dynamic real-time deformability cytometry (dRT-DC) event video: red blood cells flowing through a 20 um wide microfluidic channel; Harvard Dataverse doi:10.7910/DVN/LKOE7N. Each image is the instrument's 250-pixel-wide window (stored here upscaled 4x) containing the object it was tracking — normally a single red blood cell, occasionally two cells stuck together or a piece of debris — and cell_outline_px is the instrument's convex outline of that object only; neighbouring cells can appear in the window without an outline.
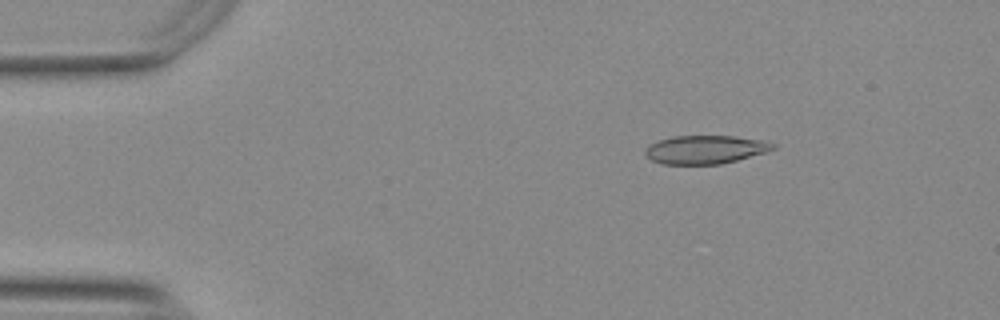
{"species": "Egyptian fruit bat (a non-hibernating species)", "species_latin": "Rousettus aegyptiacus", "temperature_condition": "warm", "stored_images_in_passage": 54, "camera_frame_rate_fps": 3000, "um_per_image_px": 0.085, "animal": {"sex": "female"}, "frame": {"image": 1, "passage_image": 8, "time_ms": 2.333, "image_size_px": [1000, 320], "cell_outline_px": [[776, 148], [768, 152], [720, 164], [660, 164], [652, 160], [644, 152], [644, 148], [648, 144], [672, 136], [736, 136], [768, 140], [776, 144]], "centroid_in_image_um": [59.99, 12.7], "position_along_channel_um": 25.0, "area_um2": 21.44}}
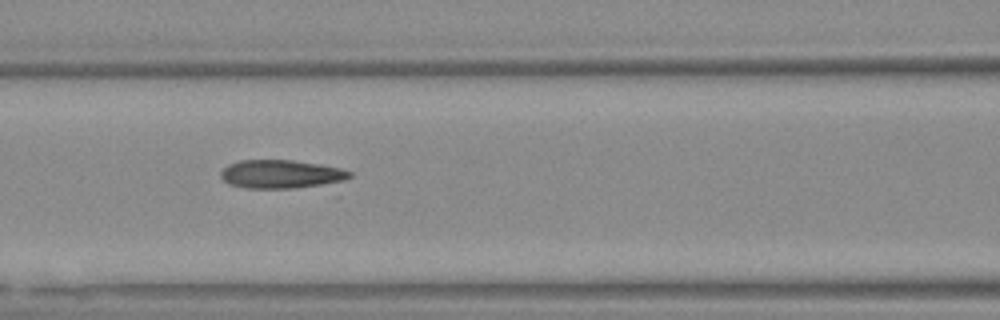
{"frame": {"image": 2, "passage_image": 23, "time_ms": 7.333, "image_size_px": [1000, 320], "cell_outline_px": [[352, 176], [344, 180], [320, 184], [292, 188], [244, 188], [228, 184], [220, 176], [220, 172], [228, 164], [240, 160], [292, 160], [320, 164], [340, 168], [352, 172]], "centroid_in_image_um": [23.84, 14.79], "position_along_channel_um": 142.8, "area_um2": 21.21}}
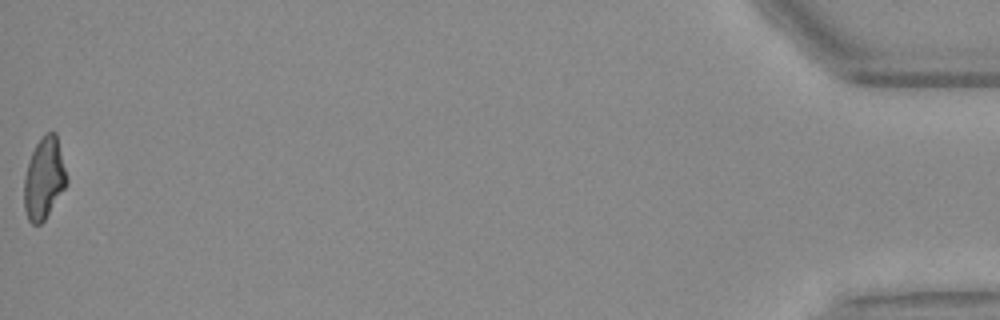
{"frame": {"image": 3, "passage_image": 54, "time_ms": 17.667, "image_size_px": [1000, 320], "cell_outline_px": [[68, 184], [44, 220], [40, 224], [32, 224], [28, 220], [24, 208], [24, 176], [28, 160], [36, 144], [48, 132], [56, 132], [68, 176]], "centroid_in_image_um": [3.76, 15.17], "position_along_channel_um": 431.4, "area_um2": 20.4}, "authors_computed_cell_mechanics": {"area_um2": 21.2126, "velocity_mm_per_s": 3.7759, "shape_relaxation_time_tau1_ms": null, "shape_relaxation_time_tau2_ms": 7.0235, "deformation_change_tau1": null, "deformation_change_tau2": 0.1566}}